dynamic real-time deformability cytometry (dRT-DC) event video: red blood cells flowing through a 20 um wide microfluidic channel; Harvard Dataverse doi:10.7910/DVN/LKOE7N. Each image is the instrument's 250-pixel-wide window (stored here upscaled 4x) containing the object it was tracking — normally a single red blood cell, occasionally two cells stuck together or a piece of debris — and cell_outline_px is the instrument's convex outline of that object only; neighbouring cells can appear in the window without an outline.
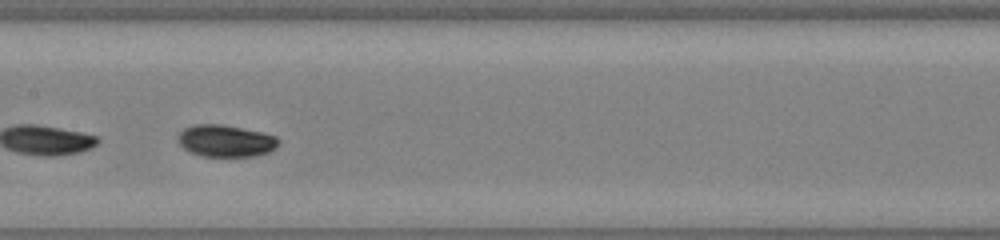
{"species": "common noctule bat (a hibernating species)", "species_latin": "Nyctalus noctula", "temperature_condition": "warm", "stored_images_in_passage": 31, "camera_frame_rate_fps": 3000, "um_per_image_px": 0.085, "animal": {"sex": "male", "body_mass_g": 19.0, "forearm_length_mm": 50.8}, "frame": {"image": 1, "passage_image": 16, "time_ms": 5.0, "image_size_px": [1000, 240], "cell_outline_px": [[280, 144], [276, 148], [268, 152], [256, 156], [200, 156], [184, 148], [176, 140], [176, 136], [184, 128], [192, 124], [220, 124], [264, 132], [276, 136], [280, 140]], "centroid_in_image_um": [19.19, 11.96], "position_along_channel_um": 188.2, "area_um2": 18.96}}
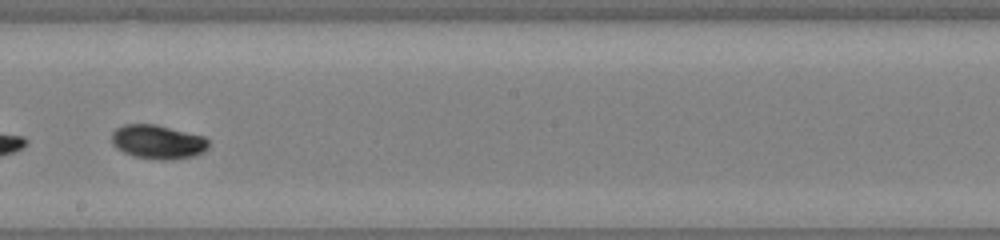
{"frame": {"image": 2, "passage_image": 19, "time_ms": 6.0, "image_size_px": [1000, 240], "cell_outline_px": [[208, 148], [204, 152], [192, 156], [172, 160], [160, 160], [132, 156], [116, 148], [112, 144], [112, 132], [116, 128], [124, 124], [156, 124], [204, 136], [208, 140]], "centroid_in_image_um": [13.41, 12.06], "position_along_channel_um": 234.8, "area_um2": 19.36}}
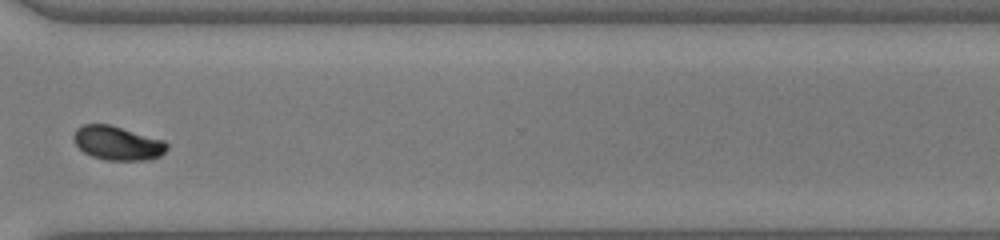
{"frame": {"image": 3, "passage_image": 27, "time_ms": 8.667, "image_size_px": [1000, 240], "cell_outline_px": [[168, 148], [160, 156], [144, 160], [104, 160], [92, 156], [84, 152], [76, 144], [72, 136], [76, 128], [84, 124], [108, 124], [164, 140], [168, 144]], "centroid_in_image_um": [9.97, 12.16], "position_along_channel_um": 360.6, "area_um2": 18.38}}